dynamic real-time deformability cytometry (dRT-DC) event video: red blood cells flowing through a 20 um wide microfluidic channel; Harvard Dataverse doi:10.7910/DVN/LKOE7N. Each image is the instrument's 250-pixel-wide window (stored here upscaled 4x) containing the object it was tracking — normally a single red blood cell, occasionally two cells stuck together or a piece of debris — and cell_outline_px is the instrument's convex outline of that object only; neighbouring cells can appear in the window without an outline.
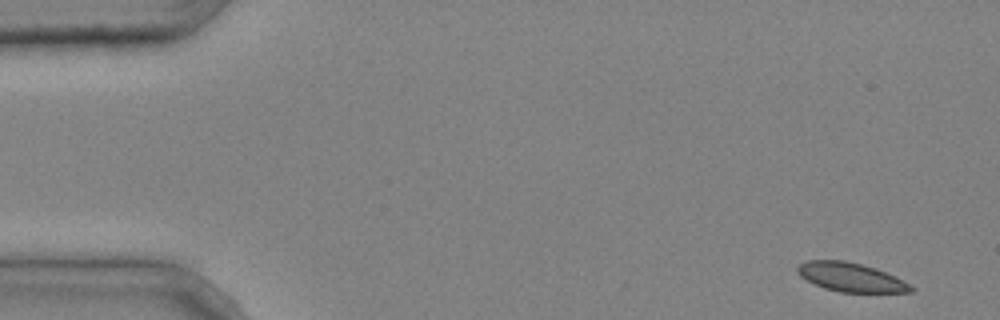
{"species": "common noctule bat (a hibernating species)", "species_latin": "Nyctalus noctula", "temperature_condition": "cold", "stored_images_in_passage": 4, "camera_frame_rate_fps": 3000, "um_per_image_px": 0.085, "animal": {"sex": "male", "body_mass_g": 20.4}, "frame": {"image": 1, "passage_image": 1, "time_ms": 0.0, "image_size_px": [1000, 320], "cell_outline_px": [[916, 288], [912, 292], [840, 292], [824, 288], [800, 276], [796, 272], [796, 268], [800, 264], [808, 260], [844, 260], [876, 268], [896, 276]], "centroid_in_image_um": [72.34, 23.56], "position_along_channel_um": 12.7, "area_um2": 19.07}}